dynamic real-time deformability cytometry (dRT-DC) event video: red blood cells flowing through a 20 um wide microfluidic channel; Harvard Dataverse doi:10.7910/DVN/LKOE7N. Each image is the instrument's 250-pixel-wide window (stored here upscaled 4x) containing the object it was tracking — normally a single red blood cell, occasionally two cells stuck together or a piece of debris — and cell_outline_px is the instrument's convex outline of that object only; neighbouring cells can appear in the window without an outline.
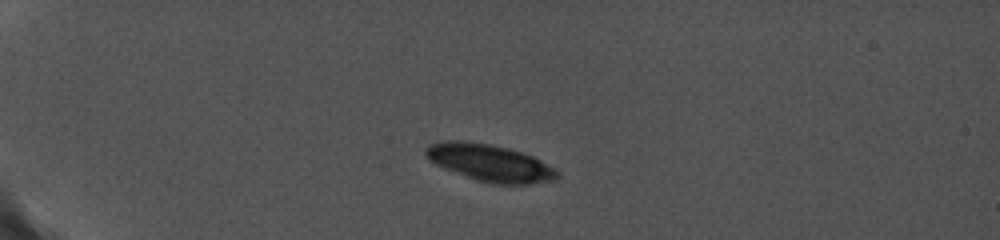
{"species": "common noctule bat (a hibernating species)", "species_latin": "Nyctalus noctula", "temperature_condition": "cold", "stored_images_in_passage": 9, "camera_frame_rate_fps": 5000, "um_per_image_px": 0.085, "animal": {"sex": "female", "body_mass_g": 19.0, "forearm_length_mm": 56.7}, "frame": {"image": 1, "passage_image": 6, "time_ms": 2.8, "image_size_px": [1000, 240], "cell_outline_px": [[560, 176], [556, 180], [528, 184], [492, 184], [476, 180], [444, 168], [436, 164], [424, 152], [424, 148], [428, 144], [444, 140], [464, 140], [488, 144], [508, 148], [532, 156], [556, 168], [560, 172]], "centroid_in_image_um": [41.66, 13.84], "position_along_channel_um": 43.3, "area_um2": 28.44}}